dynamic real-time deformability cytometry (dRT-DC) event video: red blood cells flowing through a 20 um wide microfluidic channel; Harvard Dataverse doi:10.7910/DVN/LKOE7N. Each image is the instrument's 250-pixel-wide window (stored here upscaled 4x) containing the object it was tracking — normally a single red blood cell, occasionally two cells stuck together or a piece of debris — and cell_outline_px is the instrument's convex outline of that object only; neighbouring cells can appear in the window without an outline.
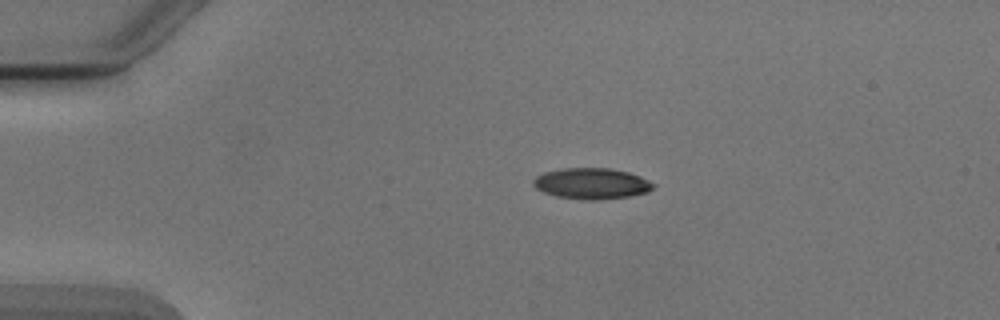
{"species": "Egyptian fruit bat (a non-hibernating species)", "species_latin": "Rousettus aegyptiacus", "temperature_condition": "cold", "stored_images_in_passage": 5, "camera_frame_rate_fps": 3000, "um_per_image_px": 0.085, "animal": {"sex": "male"}, "frame": {"image": 1, "passage_image": 2, "time_ms": 1.333, "image_size_px": [1000, 320], "cell_outline_px": [[656, 184], [648, 192], [628, 196], [588, 200], [556, 196], [544, 192], [536, 188], [532, 184], [532, 180], [536, 176], [544, 172], [560, 168], [608, 168], [628, 172], [640, 176]], "centroid_in_image_um": [50.26, 15.58], "position_along_channel_um": 34.7, "area_um2": 21.5}}
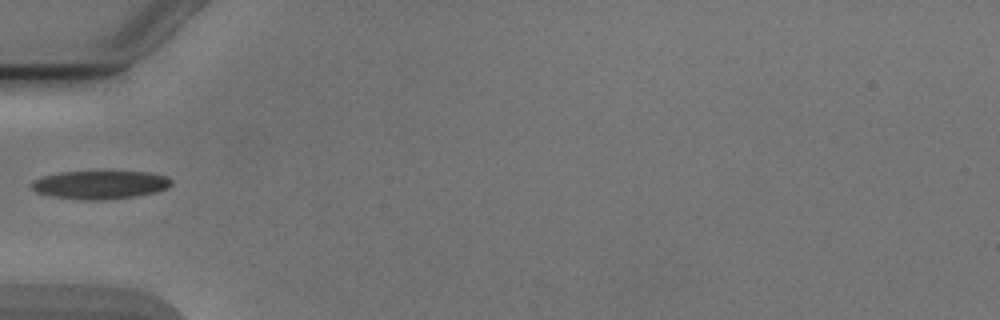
{"frame": {"image": 2, "passage_image": 4, "time_ms": 3.667, "image_size_px": [1000, 320], "cell_outline_px": [[172, 184], [168, 188], [156, 192], [136, 196], [100, 200], [92, 200], [52, 196], [36, 192], [32, 188], [32, 180], [44, 176], [60, 172], [152, 172], [168, 176], [172, 180]], "centroid_in_image_um": [8.56, 15.7], "position_along_channel_um": 76.4, "area_um2": 22.95}}
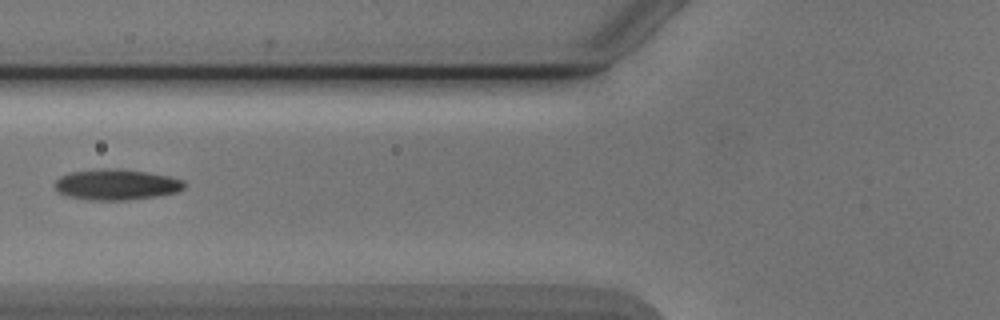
{"frame": {"image": 3, "passage_image": 5, "time_ms": 4.667, "image_size_px": [1000, 320], "cell_outline_px": [[184, 188], [176, 192], [156, 196], [124, 200], [88, 200], [68, 196], [60, 192], [52, 184], [60, 176], [72, 172], [100, 168], [112, 168], [148, 172], [168, 176], [184, 180]], "centroid_in_image_um": [9.87, 15.68], "position_along_channel_um": 115.9, "area_um2": 23.12}}